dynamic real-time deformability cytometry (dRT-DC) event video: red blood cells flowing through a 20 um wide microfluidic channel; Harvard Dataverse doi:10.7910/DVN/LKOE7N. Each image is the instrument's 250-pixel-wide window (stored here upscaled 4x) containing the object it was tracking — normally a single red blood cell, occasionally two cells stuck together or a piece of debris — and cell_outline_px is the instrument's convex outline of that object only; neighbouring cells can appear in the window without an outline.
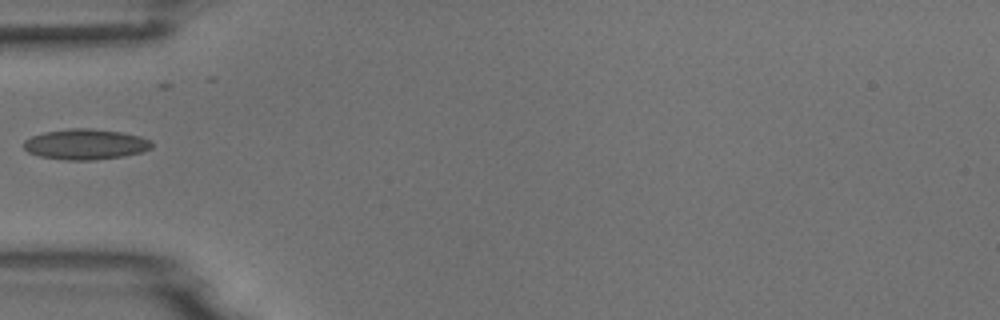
{"species": "common noctule bat (a hibernating species)", "species_latin": "Nyctalus noctula", "temperature_condition": "room temperature", "stored_images_in_passage": 5, "camera_frame_rate_fps": 3000, "um_per_image_px": 0.085, "animal": {"sex": "male", "body_mass_g": 18.8}, "frame": {"image": 1, "passage_image": 5, "time_ms": 1.333, "image_size_px": [1000, 320], "cell_outline_px": [[152, 148], [140, 152], [124, 156], [92, 160], [68, 160], [40, 156], [28, 152], [24, 148], [24, 140], [32, 136], [44, 132], [68, 128], [88, 128], [120, 132], [140, 136], [152, 140]], "centroid_in_image_um": [7.27, 12.26], "position_along_channel_um": 77.7, "area_um2": 22.72}}